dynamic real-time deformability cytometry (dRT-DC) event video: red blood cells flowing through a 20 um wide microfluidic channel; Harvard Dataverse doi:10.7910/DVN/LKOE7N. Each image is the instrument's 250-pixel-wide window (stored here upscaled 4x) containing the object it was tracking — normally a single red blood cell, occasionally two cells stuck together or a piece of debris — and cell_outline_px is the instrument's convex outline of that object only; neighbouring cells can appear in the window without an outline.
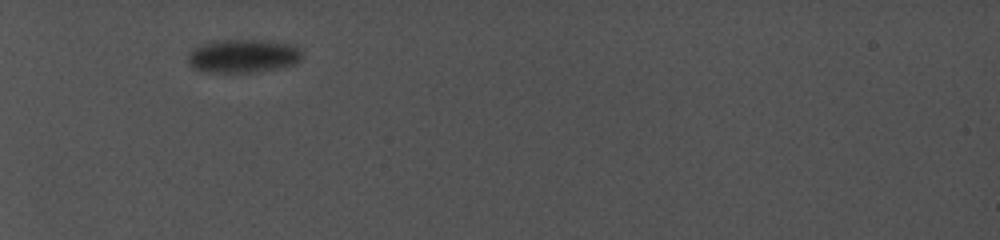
{"species": "common noctule bat (a hibernating species)", "species_latin": "Nyctalus noctula", "temperature_condition": "cold", "stored_images_in_passage": 54, "camera_frame_rate_fps": 5000, "um_per_image_px": 0.085, "animal": {"sex": "female", "body_mass_g": 19.0, "forearm_length_mm": 56.7}, "frame": {"image": 1, "passage_image": 1, "time_ms": 0.0, "image_size_px": [1000, 240], "cell_outline_px": [[300, 60], [296, 64], [280, 68], [252, 72], [208, 72], [192, 68], [188, 64], [188, 52], [192, 48], [204, 44], [224, 40], [268, 40], [288, 44], [300, 48]], "centroid_in_image_um": [20.64, 4.77], "position_along_channel_um": 64.4, "area_um2": 22.2}}
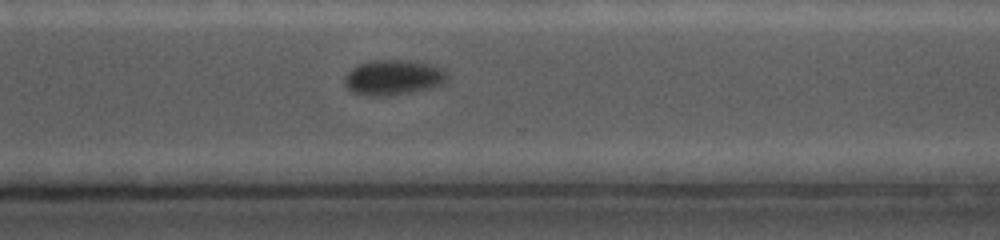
{"frame": {"image": 2, "passage_image": 40, "time_ms": 8.0, "image_size_px": [1000, 240], "cell_outline_px": [[448, 80], [444, 84], [412, 92], [392, 96], [368, 96], [352, 92], [344, 84], [344, 76], [356, 64], [372, 60], [412, 60], [444, 68], [448, 72]], "centroid_in_image_um": [33.44, 6.58], "position_along_channel_um": 337.2, "area_um2": 21.5}}
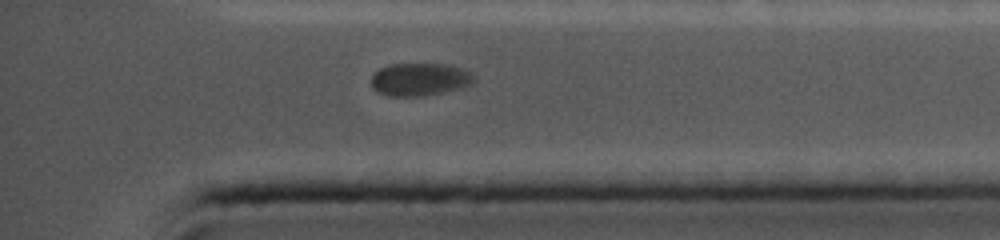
{"frame": {"image": 3, "passage_image": 49, "time_ms": 9.6, "image_size_px": [1000, 240], "cell_outline_px": [[476, 80], [472, 84], [460, 88], [420, 96], [388, 96], [372, 88], [372, 76], [380, 68], [392, 64], [448, 64], [472, 72]], "centroid_in_image_um": [35.7, 6.74], "position_along_channel_um": 399.5, "area_um2": 19.48}}